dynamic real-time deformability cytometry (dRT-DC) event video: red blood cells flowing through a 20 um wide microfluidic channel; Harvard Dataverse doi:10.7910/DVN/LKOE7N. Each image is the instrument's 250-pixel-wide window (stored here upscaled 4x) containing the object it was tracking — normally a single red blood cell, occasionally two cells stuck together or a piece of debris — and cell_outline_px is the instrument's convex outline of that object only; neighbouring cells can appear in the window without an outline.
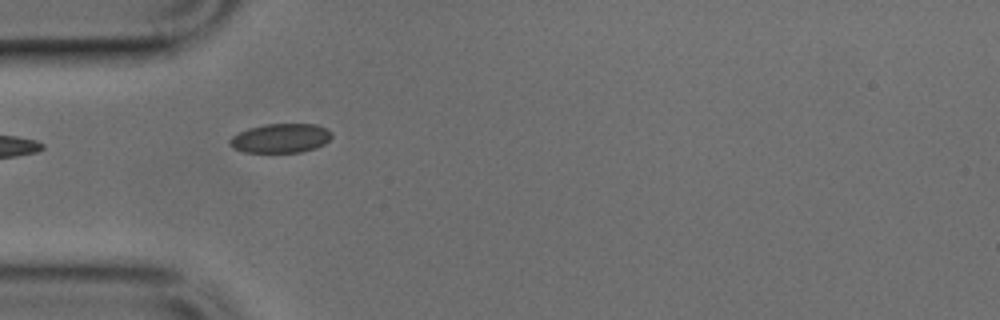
{"species": "common noctule bat (a hibernating species)", "species_latin": "Nyctalus noctula", "temperature_condition": "cold", "stored_images_in_passage": 35, "camera_frame_rate_fps": 3000, "um_per_image_px": 0.085, "animal": {"sex": "male", "body_mass_g": 17.9, "forearm_length_mm": 54.2}, "frame": {"image": 1, "passage_image": 1, "time_ms": 0.0, "image_size_px": [1000, 320], "cell_outline_px": [[332, 136], [324, 144], [316, 148], [300, 152], [244, 152], [232, 148], [228, 144], [228, 140], [232, 136], [248, 128], [264, 124], [316, 124], [328, 128], [332, 132]], "centroid_in_image_um": [23.85, 11.74], "position_along_channel_um": 61.2, "area_um2": 17.51}}
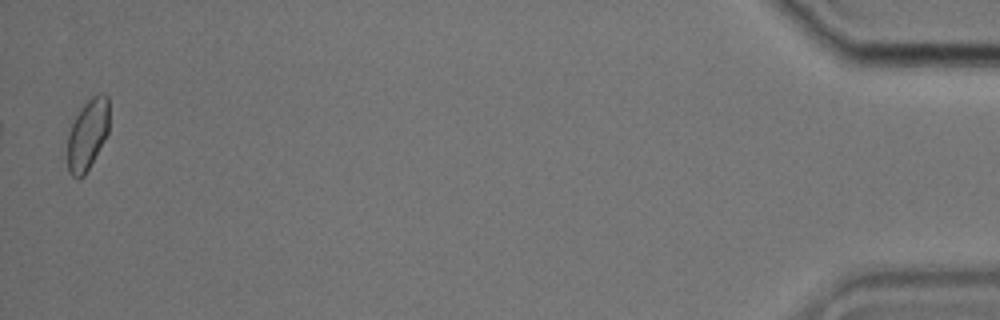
{"frame": {"image": 2, "passage_image": 35, "time_ms": 11.333, "image_size_px": [1000, 320], "cell_outline_px": [[108, 132], [104, 140], [84, 176], [80, 180], [76, 180], [68, 172], [68, 132], [76, 116], [84, 104], [92, 96], [100, 92], [108, 96]], "centroid_in_image_um": [7.43, 11.45], "position_along_channel_um": 427.8, "area_um2": 17.11}}